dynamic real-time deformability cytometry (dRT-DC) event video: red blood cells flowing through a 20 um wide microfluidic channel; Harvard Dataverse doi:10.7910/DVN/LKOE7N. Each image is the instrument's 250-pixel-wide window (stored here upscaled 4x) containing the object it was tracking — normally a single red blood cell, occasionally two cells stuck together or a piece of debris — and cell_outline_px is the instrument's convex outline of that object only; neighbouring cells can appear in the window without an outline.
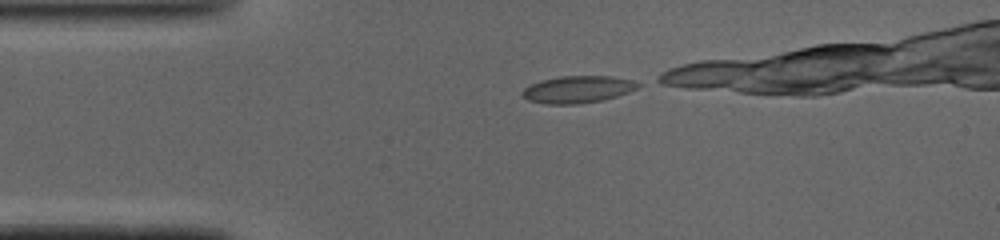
{"species": "common noctule bat (a hibernating species)", "species_latin": "Nyctalus noctula", "temperature_condition": "cold", "stored_images_in_passage": 11, "camera_frame_rate_fps": 3000, "um_per_image_px": 0.085, "animal": {"sex": "male", "body_mass_g": 19.0, "forearm_length_mm": 50.8}, "frame": {"image": 1, "passage_image": 1, "time_ms": 0.0, "image_size_px": [1000, 240], "cell_outline_px": [[644, 84], [628, 92], [616, 96], [600, 100], [580, 104], [544, 104], [528, 100], [520, 92], [528, 84], [540, 80], [560, 76], [612, 76], [632, 80]], "centroid_in_image_um": [49.07, 7.59], "position_along_channel_um": 35.9, "area_um2": 18.38}}
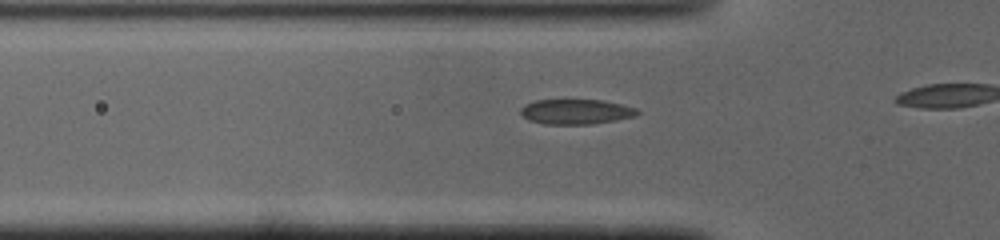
{"frame": {"image": 2, "passage_image": 6, "time_ms": 1.667, "image_size_px": [1000, 240], "cell_outline_px": [[640, 112], [636, 116], [616, 120], [592, 124], [544, 124], [528, 120], [520, 112], [520, 108], [524, 104], [536, 100], [604, 100], [636, 108]], "centroid_in_image_um": [48.95, 9.49], "position_along_channel_um": 76.8, "area_um2": 17.05}}
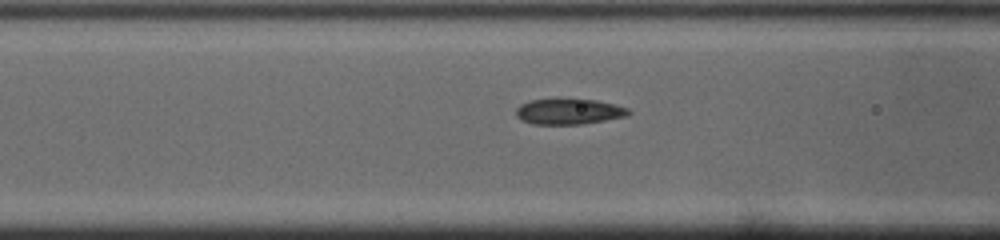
{"frame": {"image": 3, "passage_image": 9, "time_ms": 2.667, "image_size_px": [1000, 240], "cell_outline_px": [[632, 112], [628, 116], [580, 124], [532, 124], [520, 120], [516, 116], [516, 108], [520, 104], [532, 100], [596, 100], [616, 104], [628, 108]], "centroid_in_image_um": [48.36, 9.49], "position_along_channel_um": 118.2, "area_um2": 16.65}}